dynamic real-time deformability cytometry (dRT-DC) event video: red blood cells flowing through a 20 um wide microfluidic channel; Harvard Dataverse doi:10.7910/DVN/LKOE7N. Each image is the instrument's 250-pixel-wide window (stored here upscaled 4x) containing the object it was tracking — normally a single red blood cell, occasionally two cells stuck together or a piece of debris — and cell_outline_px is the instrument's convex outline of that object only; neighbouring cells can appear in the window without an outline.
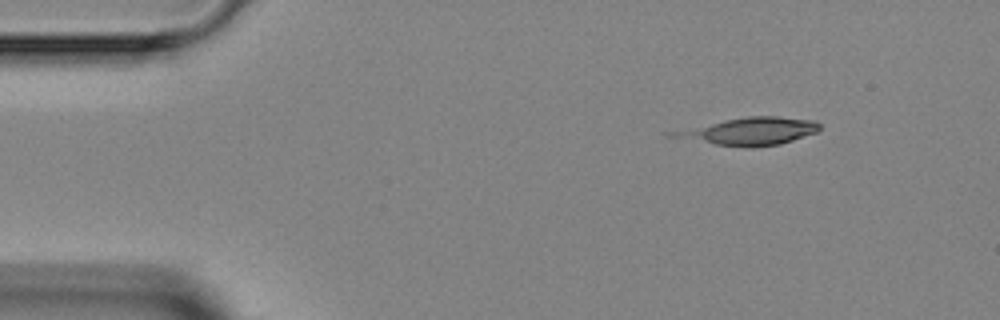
{"species": "Egyptian fruit bat (a non-hibernating species)", "species_latin": "Rousettus aegyptiacus", "temperature_condition": "room temperature", "stored_images_in_passage": 4, "camera_frame_rate_fps": 3000, "um_per_image_px": 0.085, "animal": {"sex": "female"}, "frame": {"image": 1, "passage_image": 1, "time_ms": 0.0, "image_size_px": [1000, 320], "cell_outline_px": [[820, 128], [816, 132], [780, 144], [752, 148], [748, 148], [716, 144], [664, 136], [664, 132], [724, 120], [748, 116], [776, 116], [816, 120], [820, 124]], "centroid_in_image_um": [63.64, 11.16], "position_along_channel_um": 21.4, "area_um2": 23.64}}
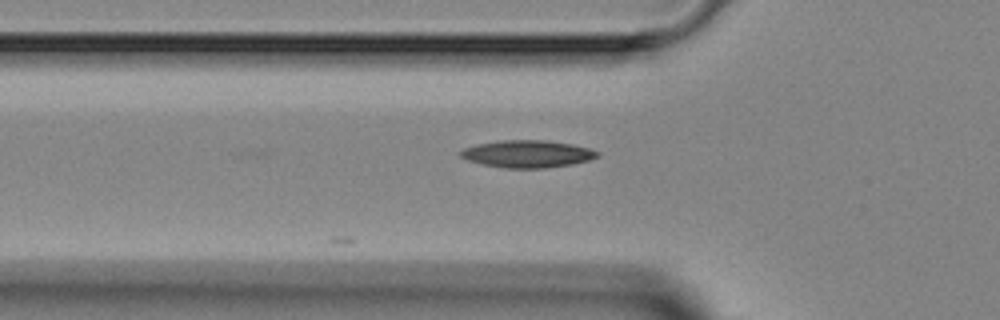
{"frame": {"image": 2, "passage_image": 4, "time_ms": 3.333, "image_size_px": [1000, 320], "cell_outline_px": [[600, 156], [588, 160], [572, 164], [544, 168], [504, 168], [484, 164], [468, 160], [460, 156], [456, 152], [464, 148], [476, 144], [500, 140], [548, 140], [572, 144], [588, 148], [600, 152]], "centroid_in_image_um": [44.81, 13.07], "position_along_channel_um": 81.0, "area_um2": 21.85}}